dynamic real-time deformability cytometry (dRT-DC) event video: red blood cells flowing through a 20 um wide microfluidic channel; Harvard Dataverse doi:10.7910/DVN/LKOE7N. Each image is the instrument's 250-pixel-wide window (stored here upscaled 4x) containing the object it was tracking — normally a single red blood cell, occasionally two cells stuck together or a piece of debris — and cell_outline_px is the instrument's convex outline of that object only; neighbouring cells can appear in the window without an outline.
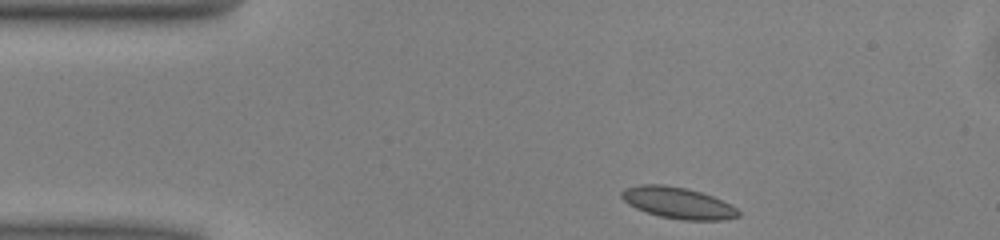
{"species": "common noctule bat (a hibernating species)", "species_latin": "Nyctalus noctula", "temperature_condition": "warm", "stored_images_in_passage": 43, "camera_frame_rate_fps": 3000, "um_per_image_px": 0.085, "animal": {"sex": "male", "body_mass_g": 13.0, "forearm_length_mm": 53.1}, "frame": {"image": 1, "passage_image": 1, "time_ms": 0.0, "image_size_px": [1000, 240], "cell_outline_px": [[740, 216], [720, 220], [684, 220], [660, 216], [636, 208], [628, 204], [620, 196], [620, 192], [624, 188], [640, 184], [664, 184], [684, 188], [700, 192], [712, 196], [736, 208], [740, 212]], "centroid_in_image_um": [57.58, 17.23], "position_along_channel_um": 27.4, "area_um2": 21.1}}
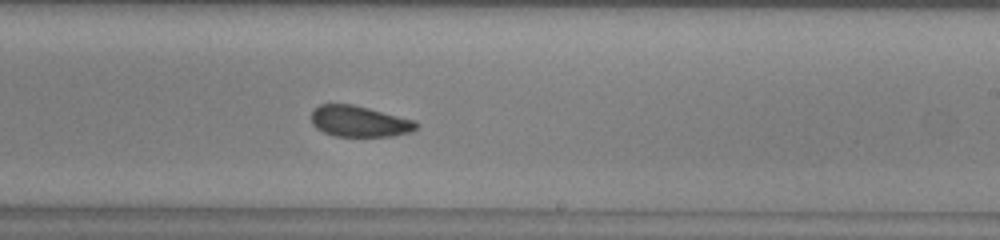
{"frame": {"image": 2, "passage_image": 22, "time_ms": 7.0, "image_size_px": [1000, 240], "cell_outline_px": [[420, 124], [416, 128], [408, 132], [392, 136], [336, 136], [324, 132], [316, 128], [312, 124], [312, 108], [320, 104], [352, 104], [416, 120]], "centroid_in_image_um": [30.53, 10.31], "position_along_channel_um": 258.5, "area_um2": 18.96}}
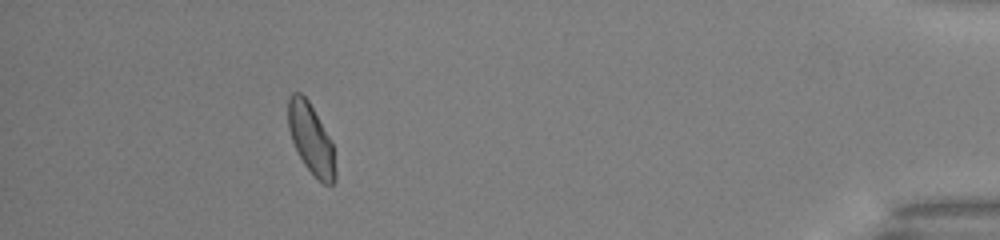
{"frame": {"image": 3, "passage_image": 38, "time_ms": 12.333, "image_size_px": [1000, 240], "cell_outline_px": [[336, 180], [332, 184], [324, 184], [304, 164], [292, 140], [288, 128], [288, 96], [292, 92], [300, 92], [308, 100], [328, 136], [332, 144], [336, 172]], "centroid_in_image_um": [26.42, 11.79], "position_along_channel_um": 408.8, "area_um2": 18.84}, "authors_computed_cell_mechanics": {"area_um2": 19.8254, "velocity_mm_per_s": 4.047, "shape_relaxation_time_tau1_ms": 5.8152, "shape_relaxation_time_tau2_ms": 1.6446, "deformation_change_tau1": 0.1107, "deformation_change_tau2": 0.0779}}